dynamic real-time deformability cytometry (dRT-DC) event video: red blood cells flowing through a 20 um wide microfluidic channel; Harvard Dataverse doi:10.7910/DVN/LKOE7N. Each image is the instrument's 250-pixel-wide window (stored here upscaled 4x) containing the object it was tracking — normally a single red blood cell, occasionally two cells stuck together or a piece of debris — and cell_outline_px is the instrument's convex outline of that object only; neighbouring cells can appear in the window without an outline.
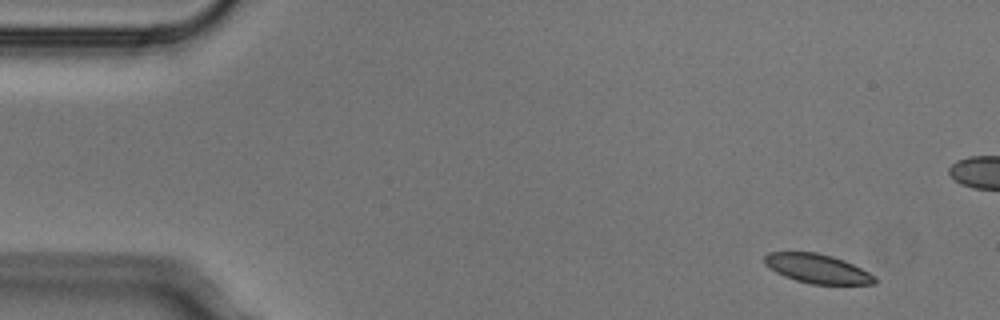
{"species": "Egyptian fruit bat (a non-hibernating species)", "species_latin": "Rousettus aegyptiacus", "temperature_condition": "cold", "stored_images_in_passage": 5, "camera_frame_rate_fps": 3000, "um_per_image_px": 0.085, "animal": {"sex": "male"}, "frame": {"image": 1, "passage_image": 1, "time_ms": 0.0, "image_size_px": [1000, 320], "cell_outline_px": [[876, 284], [812, 284], [796, 280], [784, 276], [768, 268], [764, 264], [764, 256], [768, 252], [816, 252], [832, 256], [844, 260], [876, 276]], "centroid_in_image_um": [69.45, 22.83], "position_along_channel_um": 15.6, "area_um2": 18.73}}